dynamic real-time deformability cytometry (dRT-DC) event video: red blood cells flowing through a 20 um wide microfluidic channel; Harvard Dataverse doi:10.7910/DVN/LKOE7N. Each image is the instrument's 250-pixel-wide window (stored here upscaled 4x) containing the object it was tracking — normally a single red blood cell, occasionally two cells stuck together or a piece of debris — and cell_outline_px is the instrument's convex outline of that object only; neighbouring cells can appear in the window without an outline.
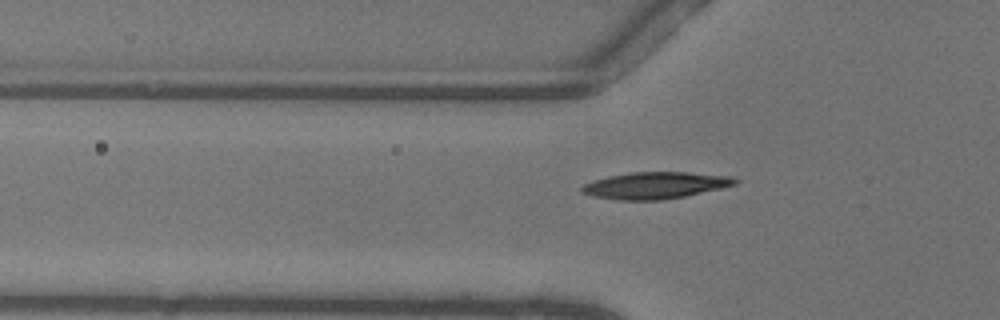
{"species": "common noctule bat (a hibernating species)", "species_latin": "Nyctalus noctula", "temperature_condition": "warm", "stored_images_in_passage": 37, "camera_frame_rate_fps": 3000, "um_per_image_px": 0.085, "animal": {"sex": "female"}, "frame": {"image": 1, "passage_image": 6, "time_ms": 1.667, "image_size_px": [1000, 320], "cell_outline_px": [[736, 184], [720, 188], [684, 196], [660, 200], [620, 200], [592, 196], [584, 192], [580, 188], [584, 184], [592, 180], [608, 176], [628, 172], [688, 172], [732, 176], [736, 180]], "centroid_in_image_um": [55.66, 15.75], "position_along_channel_um": 70.1, "area_um2": 23.7}}
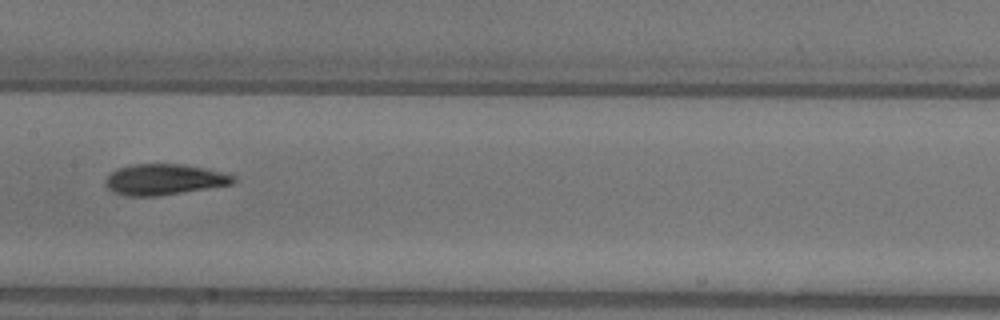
{"frame": {"image": 2, "passage_image": 15, "time_ms": 4.667, "image_size_px": [1000, 320], "cell_outline_px": [[236, 180], [232, 184], [156, 196], [124, 196], [112, 192], [104, 184], [104, 180], [112, 172], [120, 168], [132, 164], [184, 164], [204, 168], [236, 176]], "centroid_in_image_um": [13.92, 15.26], "position_along_channel_um": 193.5, "area_um2": 22.83}}
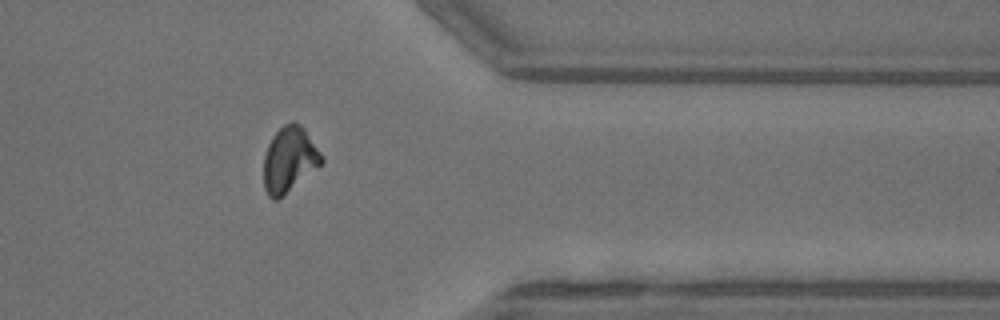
{"frame": {"image": 3, "passage_image": 30, "time_ms": 9.667, "image_size_px": [1000, 320], "cell_outline_px": [[324, 160], [320, 164], [284, 196], [276, 200], [272, 200], [268, 196], [264, 188], [264, 156], [268, 144], [272, 136], [284, 124], [292, 120], [300, 124], [304, 128]], "centroid_in_image_um": [24.55, 13.57], "position_along_channel_um": 386.8, "area_um2": 21.79}}